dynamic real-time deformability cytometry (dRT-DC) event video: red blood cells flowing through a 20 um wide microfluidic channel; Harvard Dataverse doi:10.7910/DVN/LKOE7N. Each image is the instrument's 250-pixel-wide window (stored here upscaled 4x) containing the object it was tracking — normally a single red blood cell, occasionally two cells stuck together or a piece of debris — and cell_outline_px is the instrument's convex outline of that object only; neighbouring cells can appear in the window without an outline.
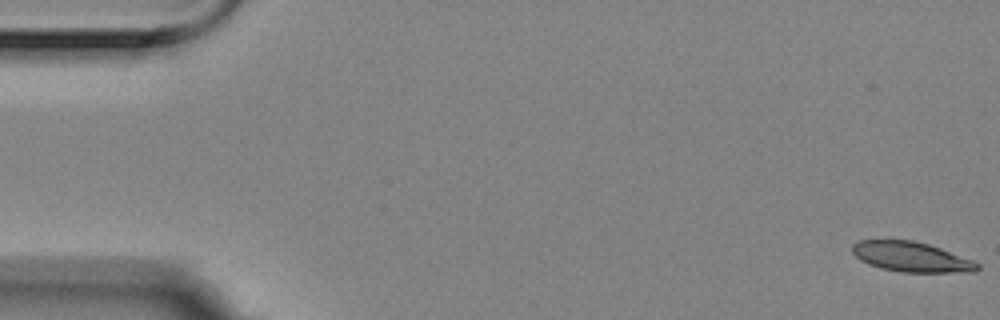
{"species": "Egyptian fruit bat (a non-hibernating species)", "species_latin": "Rousettus aegyptiacus", "temperature_condition": "room temperature", "stored_images_in_passage": 5, "camera_frame_rate_fps": 3000, "um_per_image_px": 0.085, "animal": {"sex": "female"}, "frame": {"image": 1, "passage_image": 1, "time_ms": 0.0, "image_size_px": [1000, 320], "cell_outline_px": [[980, 268], [976, 272], [900, 272], [880, 268], [868, 264], [860, 260], [852, 252], [852, 244], [860, 240], [912, 240], [928, 244], [940, 248], [972, 260], [980, 264]], "centroid_in_image_um": [77.45, 21.84], "position_along_channel_um": 7.5, "area_um2": 21.85}}